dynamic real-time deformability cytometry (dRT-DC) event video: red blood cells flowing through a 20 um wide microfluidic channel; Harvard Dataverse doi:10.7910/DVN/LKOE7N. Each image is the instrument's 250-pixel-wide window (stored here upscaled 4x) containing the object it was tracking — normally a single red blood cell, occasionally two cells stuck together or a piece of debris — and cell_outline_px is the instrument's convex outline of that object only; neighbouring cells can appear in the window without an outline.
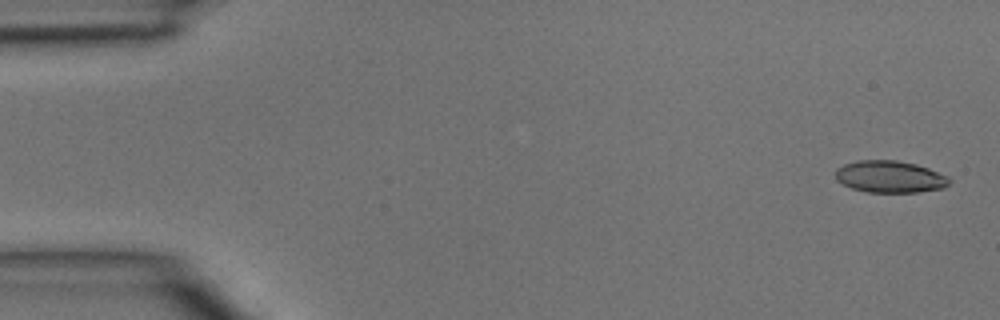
{"species": "common noctule bat (a hibernating species)", "species_latin": "Nyctalus noctula", "temperature_condition": "room temperature", "stored_images_in_passage": 5, "segment_of_instrument_passage": [1, 2], "camera_frame_rate_fps": 3000, "um_per_image_px": 0.085, "animal": {"sex": "male", "body_mass_g": 15.6}, "frame": {"image": 1, "passage_image": 1, "time_ms": 0.0, "image_size_px": [1000, 320], "cell_outline_px": [[952, 180], [944, 188], [920, 192], [868, 192], [852, 188], [836, 180], [836, 168], [844, 164], [856, 160], [896, 160], [916, 164], [928, 168], [948, 176]], "centroid_in_image_um": [75.66, 15.02], "position_along_channel_um": 9.3, "area_um2": 21.27}}